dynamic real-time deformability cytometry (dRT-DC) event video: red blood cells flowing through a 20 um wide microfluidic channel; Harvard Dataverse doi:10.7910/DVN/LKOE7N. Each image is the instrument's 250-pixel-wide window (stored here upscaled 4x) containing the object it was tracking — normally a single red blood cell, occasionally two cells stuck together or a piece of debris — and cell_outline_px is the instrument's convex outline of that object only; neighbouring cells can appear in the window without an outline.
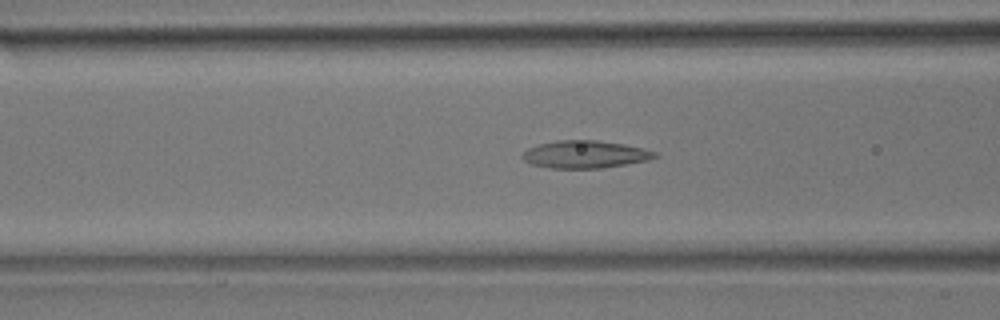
{"species": "common noctule bat (a hibernating species)", "species_latin": "Nyctalus noctula", "temperature_condition": "room temperature", "stored_images_in_passage": 38, "camera_frame_rate_fps": 3000, "um_per_image_px": 0.085, "animal": {"sex": "male", "body_mass_g": 17.9}, "frame": {"image": 1, "passage_image": 7, "time_ms": 2.0, "image_size_px": [1000, 320], "cell_outline_px": [[660, 156], [648, 160], [600, 168], [552, 168], [532, 164], [524, 160], [520, 156], [528, 148], [540, 144], [556, 140], [596, 140], [624, 144], [656, 152]], "centroid_in_image_um": [49.72, 13.12], "position_along_channel_um": 116.9, "area_um2": 21.04}}
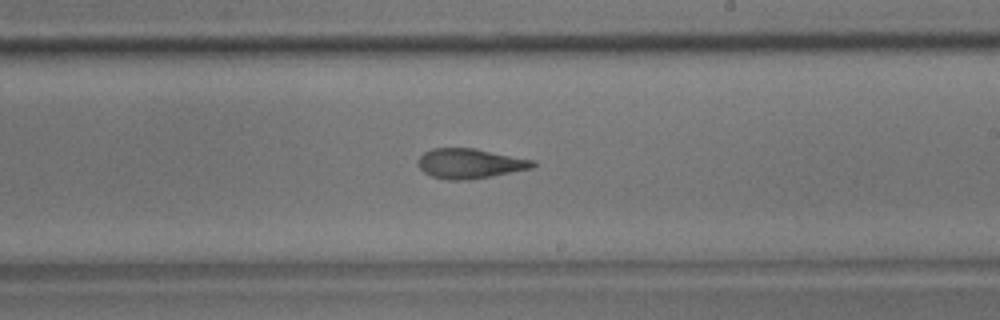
{"frame": {"image": 2, "passage_image": 17, "time_ms": 5.333, "image_size_px": [1000, 320], "cell_outline_px": [[536, 164], [532, 168], [488, 176], [464, 180], [448, 180], [432, 176], [424, 172], [420, 168], [420, 156], [424, 152], [432, 148], [476, 148], [536, 160]], "centroid_in_image_um": [39.97, 13.88], "position_along_channel_um": 249.0, "area_um2": 19.77}}
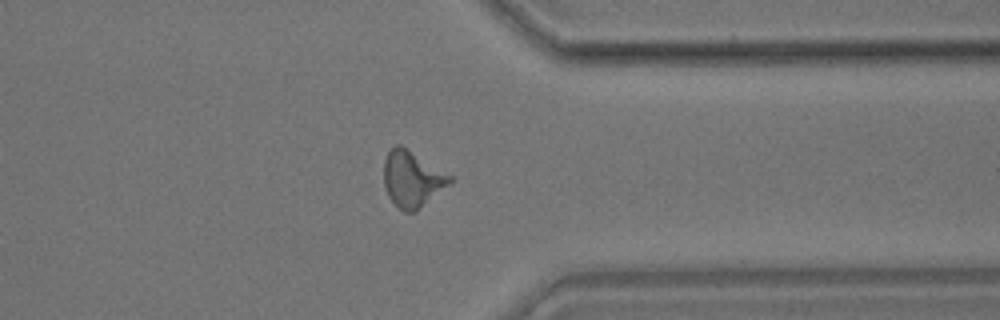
{"frame": {"image": 3, "passage_image": 27, "time_ms": 8.667, "image_size_px": [1000, 320], "cell_outline_px": [[452, 180], [448, 184], [412, 212], [404, 212], [388, 196], [384, 188], [384, 160], [388, 152], [396, 144], [400, 144], [452, 176]], "centroid_in_image_um": [34.98, 15.17], "position_along_channel_um": 376.4, "area_um2": 20.81}, "authors_computed_cell_mechanics": {"area_um2": 20.4901, "velocity_mm_per_s": 3.9704, "shape_relaxation_time_tau1_ms": 8.2984, "shape_relaxation_time_tau2_ms": 2.8355, "deformation_change_tau1": 0.2284, "deformation_change_tau2": 0.1301}}